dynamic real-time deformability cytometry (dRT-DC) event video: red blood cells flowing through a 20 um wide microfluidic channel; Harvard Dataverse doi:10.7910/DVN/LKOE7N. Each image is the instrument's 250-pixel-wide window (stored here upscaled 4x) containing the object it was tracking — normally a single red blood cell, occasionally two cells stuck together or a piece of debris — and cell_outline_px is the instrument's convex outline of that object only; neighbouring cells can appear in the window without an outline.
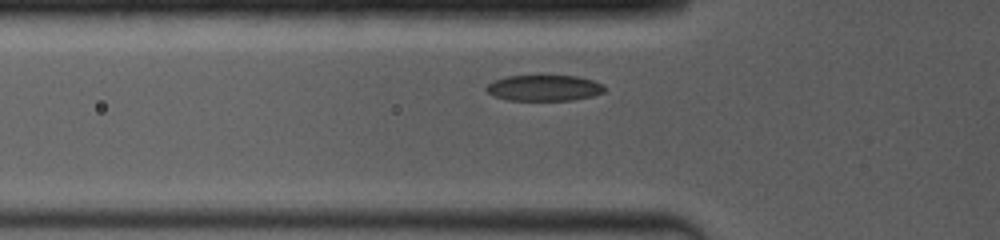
{"species": "common noctule bat (a hibernating species)", "species_latin": "Nyctalus noctula", "temperature_condition": "room temperature", "stored_images_in_passage": 41, "camera_frame_rate_fps": 4000, "um_per_image_px": 0.085, "animal": {"sex": "female", "body_mass_g": 19.0, "forearm_length_mm": 53.3}, "frame": {"image": 1, "passage_image": 2, "time_ms": 0.25, "image_size_px": [1000, 240], "cell_outline_px": [[608, 88], [604, 92], [592, 96], [572, 100], [508, 100], [492, 96], [484, 88], [488, 84], [496, 80], [508, 76], [576, 76], [592, 80], [604, 84]], "centroid_in_image_um": [46.28, 7.48], "position_along_channel_um": 79.5, "area_um2": 17.86}}
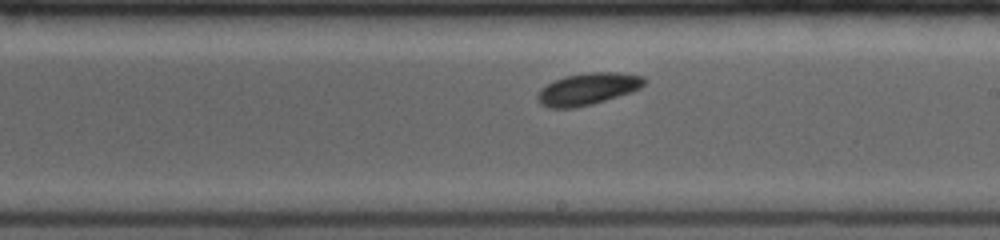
{"frame": {"image": 2, "passage_image": 25, "time_ms": 4.25, "image_size_px": [1000, 240], "cell_outline_px": [[644, 84], [640, 88], [592, 104], [576, 108], [548, 108], [540, 104], [536, 100], [536, 96], [540, 88], [564, 76], [588, 72], [616, 72], [644, 76]], "centroid_in_image_um": [49.89, 7.56], "position_along_channel_um": 239.1, "area_um2": 19.71}}
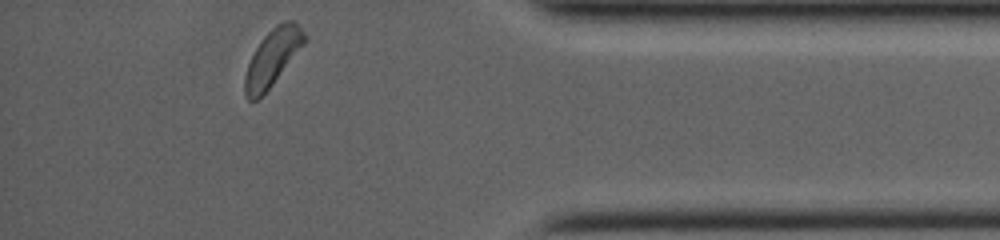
{"frame": {"image": 3, "passage_image": 39, "time_ms": 9.0, "image_size_px": [1000, 240], "cell_outline_px": [[304, 44], [272, 84], [256, 100], [248, 100], [244, 96], [244, 76], [248, 64], [260, 40], [276, 24], [284, 20], [296, 20], [304, 32]], "centroid_in_image_um": [23.14, 4.87], "position_along_channel_um": 412.1, "area_um2": 19.31}}